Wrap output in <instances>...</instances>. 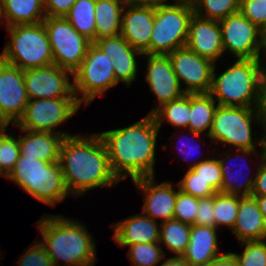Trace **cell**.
<instances>
[{
  "label": "cell",
  "mask_w": 266,
  "mask_h": 266,
  "mask_svg": "<svg viewBox=\"0 0 266 266\" xmlns=\"http://www.w3.org/2000/svg\"><path fill=\"white\" fill-rule=\"evenodd\" d=\"M6 179L15 181L34 199L53 208L70 196L59 161L45 162L20 155Z\"/></svg>",
  "instance_id": "8992f818"
},
{
  "label": "cell",
  "mask_w": 266,
  "mask_h": 266,
  "mask_svg": "<svg viewBox=\"0 0 266 266\" xmlns=\"http://www.w3.org/2000/svg\"><path fill=\"white\" fill-rule=\"evenodd\" d=\"M179 84L186 94L209 93L215 63L186 46L167 54ZM184 88L182 85H184Z\"/></svg>",
  "instance_id": "7c38bea8"
},
{
  "label": "cell",
  "mask_w": 266,
  "mask_h": 266,
  "mask_svg": "<svg viewBox=\"0 0 266 266\" xmlns=\"http://www.w3.org/2000/svg\"><path fill=\"white\" fill-rule=\"evenodd\" d=\"M256 168V178L251 196L266 195V157H261Z\"/></svg>",
  "instance_id": "ee69618b"
},
{
  "label": "cell",
  "mask_w": 266,
  "mask_h": 266,
  "mask_svg": "<svg viewBox=\"0 0 266 266\" xmlns=\"http://www.w3.org/2000/svg\"><path fill=\"white\" fill-rule=\"evenodd\" d=\"M73 73L51 64L24 70V83L29 100L44 98H76Z\"/></svg>",
  "instance_id": "5bb4252c"
},
{
  "label": "cell",
  "mask_w": 266,
  "mask_h": 266,
  "mask_svg": "<svg viewBox=\"0 0 266 266\" xmlns=\"http://www.w3.org/2000/svg\"><path fill=\"white\" fill-rule=\"evenodd\" d=\"M217 230L211 226H191L189 244L182 255L191 266H206L224 253H219Z\"/></svg>",
  "instance_id": "d4e9b609"
},
{
  "label": "cell",
  "mask_w": 266,
  "mask_h": 266,
  "mask_svg": "<svg viewBox=\"0 0 266 266\" xmlns=\"http://www.w3.org/2000/svg\"><path fill=\"white\" fill-rule=\"evenodd\" d=\"M195 225L215 227L213 196L207 198H198V209L196 212Z\"/></svg>",
  "instance_id": "b9f144b4"
},
{
  "label": "cell",
  "mask_w": 266,
  "mask_h": 266,
  "mask_svg": "<svg viewBox=\"0 0 266 266\" xmlns=\"http://www.w3.org/2000/svg\"><path fill=\"white\" fill-rule=\"evenodd\" d=\"M7 27L43 22L44 0H2Z\"/></svg>",
  "instance_id": "4316f807"
},
{
  "label": "cell",
  "mask_w": 266,
  "mask_h": 266,
  "mask_svg": "<svg viewBox=\"0 0 266 266\" xmlns=\"http://www.w3.org/2000/svg\"><path fill=\"white\" fill-rule=\"evenodd\" d=\"M19 148L23 157L36 158L45 162H58L61 146L66 138L62 134L43 131H27L19 129Z\"/></svg>",
  "instance_id": "cb8c5ba5"
},
{
  "label": "cell",
  "mask_w": 266,
  "mask_h": 266,
  "mask_svg": "<svg viewBox=\"0 0 266 266\" xmlns=\"http://www.w3.org/2000/svg\"><path fill=\"white\" fill-rule=\"evenodd\" d=\"M132 181L138 190L143 191L142 213L144 215L157 222L158 219H162L161 222L173 219L177 192L179 191L177 184L176 191L173 183L164 181L158 184L155 176L142 177Z\"/></svg>",
  "instance_id": "ac0fdd59"
},
{
  "label": "cell",
  "mask_w": 266,
  "mask_h": 266,
  "mask_svg": "<svg viewBox=\"0 0 266 266\" xmlns=\"http://www.w3.org/2000/svg\"><path fill=\"white\" fill-rule=\"evenodd\" d=\"M189 131V135L191 136L190 138L191 139H193V138H196L195 140L197 141V140H202V141H204V139H200V136L202 135V134H199V133H194V132H192L191 130H188ZM199 137V138H198ZM187 138V137H186ZM189 138V139H190ZM191 139L188 141L187 140V142L184 140V139H182V140H184L187 144H185V148L186 149H184V146L183 145H181V146H178L179 148V153H181V154H179V155H182L183 154V156L185 157H190L191 158V156L193 155L192 153H195V152H199V150H198V148H196V147H199V146H197V144H200V143H196V145H195V143H193V142H191ZM187 146V147H186ZM182 148V149H181ZM185 154V155H184ZM183 157V158H184ZM186 160V159H185Z\"/></svg>",
  "instance_id": "f6af8a7d"
},
{
  "label": "cell",
  "mask_w": 266,
  "mask_h": 266,
  "mask_svg": "<svg viewBox=\"0 0 266 266\" xmlns=\"http://www.w3.org/2000/svg\"><path fill=\"white\" fill-rule=\"evenodd\" d=\"M191 225L171 219L160 223L159 243L175 256H182L187 249ZM163 242V243H162Z\"/></svg>",
  "instance_id": "f546056e"
},
{
  "label": "cell",
  "mask_w": 266,
  "mask_h": 266,
  "mask_svg": "<svg viewBox=\"0 0 266 266\" xmlns=\"http://www.w3.org/2000/svg\"><path fill=\"white\" fill-rule=\"evenodd\" d=\"M177 185L181 192L196 198H207L217 193L210 184L202 180L192 169L186 170Z\"/></svg>",
  "instance_id": "74e56055"
},
{
  "label": "cell",
  "mask_w": 266,
  "mask_h": 266,
  "mask_svg": "<svg viewBox=\"0 0 266 266\" xmlns=\"http://www.w3.org/2000/svg\"><path fill=\"white\" fill-rule=\"evenodd\" d=\"M217 106L209 93L191 94L189 130L209 136Z\"/></svg>",
  "instance_id": "83f0119b"
},
{
  "label": "cell",
  "mask_w": 266,
  "mask_h": 266,
  "mask_svg": "<svg viewBox=\"0 0 266 266\" xmlns=\"http://www.w3.org/2000/svg\"><path fill=\"white\" fill-rule=\"evenodd\" d=\"M127 247L132 266H155L161 264L166 255L160 243H138Z\"/></svg>",
  "instance_id": "836d02e7"
},
{
  "label": "cell",
  "mask_w": 266,
  "mask_h": 266,
  "mask_svg": "<svg viewBox=\"0 0 266 266\" xmlns=\"http://www.w3.org/2000/svg\"><path fill=\"white\" fill-rule=\"evenodd\" d=\"M0 24H4L7 28L6 18H5V12H4V6L2 0H0Z\"/></svg>",
  "instance_id": "f907efd6"
},
{
  "label": "cell",
  "mask_w": 266,
  "mask_h": 266,
  "mask_svg": "<svg viewBox=\"0 0 266 266\" xmlns=\"http://www.w3.org/2000/svg\"><path fill=\"white\" fill-rule=\"evenodd\" d=\"M159 128L151 114L123 128L99 132L108 152L111 170L119 181L155 176Z\"/></svg>",
  "instance_id": "7a4b0ae2"
},
{
  "label": "cell",
  "mask_w": 266,
  "mask_h": 266,
  "mask_svg": "<svg viewBox=\"0 0 266 266\" xmlns=\"http://www.w3.org/2000/svg\"><path fill=\"white\" fill-rule=\"evenodd\" d=\"M0 176H1V177L3 176V177H5V178L7 177V176L1 171V169H0Z\"/></svg>",
  "instance_id": "db71d44e"
},
{
  "label": "cell",
  "mask_w": 266,
  "mask_h": 266,
  "mask_svg": "<svg viewBox=\"0 0 266 266\" xmlns=\"http://www.w3.org/2000/svg\"><path fill=\"white\" fill-rule=\"evenodd\" d=\"M155 0V17L150 54L167 55L186 46L189 23L194 15L192 2Z\"/></svg>",
  "instance_id": "ba28073f"
},
{
  "label": "cell",
  "mask_w": 266,
  "mask_h": 266,
  "mask_svg": "<svg viewBox=\"0 0 266 266\" xmlns=\"http://www.w3.org/2000/svg\"><path fill=\"white\" fill-rule=\"evenodd\" d=\"M206 266H239V263L232 252H224Z\"/></svg>",
  "instance_id": "bcb514c9"
},
{
  "label": "cell",
  "mask_w": 266,
  "mask_h": 266,
  "mask_svg": "<svg viewBox=\"0 0 266 266\" xmlns=\"http://www.w3.org/2000/svg\"><path fill=\"white\" fill-rule=\"evenodd\" d=\"M174 0H172L171 2H173ZM179 1H189L192 2L193 0H179Z\"/></svg>",
  "instance_id": "11a10c76"
},
{
  "label": "cell",
  "mask_w": 266,
  "mask_h": 266,
  "mask_svg": "<svg viewBox=\"0 0 266 266\" xmlns=\"http://www.w3.org/2000/svg\"><path fill=\"white\" fill-rule=\"evenodd\" d=\"M33 244V245H32ZM18 260V266H54L40 240L32 243Z\"/></svg>",
  "instance_id": "ab89813d"
},
{
  "label": "cell",
  "mask_w": 266,
  "mask_h": 266,
  "mask_svg": "<svg viewBox=\"0 0 266 266\" xmlns=\"http://www.w3.org/2000/svg\"><path fill=\"white\" fill-rule=\"evenodd\" d=\"M165 261L159 266H191L182 256H174L166 258Z\"/></svg>",
  "instance_id": "7dc6e473"
},
{
  "label": "cell",
  "mask_w": 266,
  "mask_h": 266,
  "mask_svg": "<svg viewBox=\"0 0 266 266\" xmlns=\"http://www.w3.org/2000/svg\"><path fill=\"white\" fill-rule=\"evenodd\" d=\"M28 102L24 71L0 59V128L16 124Z\"/></svg>",
  "instance_id": "9a60e30c"
},
{
  "label": "cell",
  "mask_w": 266,
  "mask_h": 266,
  "mask_svg": "<svg viewBox=\"0 0 266 266\" xmlns=\"http://www.w3.org/2000/svg\"><path fill=\"white\" fill-rule=\"evenodd\" d=\"M232 233L238 241H259L266 239V220L252 196H239V207Z\"/></svg>",
  "instance_id": "603a6c76"
},
{
  "label": "cell",
  "mask_w": 266,
  "mask_h": 266,
  "mask_svg": "<svg viewBox=\"0 0 266 266\" xmlns=\"http://www.w3.org/2000/svg\"><path fill=\"white\" fill-rule=\"evenodd\" d=\"M239 207V195L225 194L217 192L213 195V212L215 217V227H234Z\"/></svg>",
  "instance_id": "d6a6232c"
},
{
  "label": "cell",
  "mask_w": 266,
  "mask_h": 266,
  "mask_svg": "<svg viewBox=\"0 0 266 266\" xmlns=\"http://www.w3.org/2000/svg\"><path fill=\"white\" fill-rule=\"evenodd\" d=\"M143 57L147 60L145 80L149 83L151 92L157 99V104L148 113L152 114L161 105L175 100L185 93L173 71L168 55L144 54Z\"/></svg>",
  "instance_id": "e0dca14e"
},
{
  "label": "cell",
  "mask_w": 266,
  "mask_h": 266,
  "mask_svg": "<svg viewBox=\"0 0 266 266\" xmlns=\"http://www.w3.org/2000/svg\"><path fill=\"white\" fill-rule=\"evenodd\" d=\"M242 254L232 252L239 266H266V239L241 242Z\"/></svg>",
  "instance_id": "8d00e7d4"
},
{
  "label": "cell",
  "mask_w": 266,
  "mask_h": 266,
  "mask_svg": "<svg viewBox=\"0 0 266 266\" xmlns=\"http://www.w3.org/2000/svg\"><path fill=\"white\" fill-rule=\"evenodd\" d=\"M263 51V52H262ZM262 53V54H261ZM263 55V57H261ZM259 59L266 62V24L260 29V55ZM266 65V63H265Z\"/></svg>",
  "instance_id": "c3c4849f"
},
{
  "label": "cell",
  "mask_w": 266,
  "mask_h": 266,
  "mask_svg": "<svg viewBox=\"0 0 266 266\" xmlns=\"http://www.w3.org/2000/svg\"><path fill=\"white\" fill-rule=\"evenodd\" d=\"M213 68L209 94L221 106L263 108L266 65L260 59H239L219 75Z\"/></svg>",
  "instance_id": "277c9868"
},
{
  "label": "cell",
  "mask_w": 266,
  "mask_h": 266,
  "mask_svg": "<svg viewBox=\"0 0 266 266\" xmlns=\"http://www.w3.org/2000/svg\"><path fill=\"white\" fill-rule=\"evenodd\" d=\"M197 209L198 198L180 190L177 192L173 219L192 226L195 224Z\"/></svg>",
  "instance_id": "f35d334b"
},
{
  "label": "cell",
  "mask_w": 266,
  "mask_h": 266,
  "mask_svg": "<svg viewBox=\"0 0 266 266\" xmlns=\"http://www.w3.org/2000/svg\"><path fill=\"white\" fill-rule=\"evenodd\" d=\"M256 199L258 206H259V210L261 211L263 217L266 220V195H262V196H252Z\"/></svg>",
  "instance_id": "681fc988"
},
{
  "label": "cell",
  "mask_w": 266,
  "mask_h": 266,
  "mask_svg": "<svg viewBox=\"0 0 266 266\" xmlns=\"http://www.w3.org/2000/svg\"><path fill=\"white\" fill-rule=\"evenodd\" d=\"M81 106L77 98L29 100L24 114L14 126L27 131L53 132L65 137L72 136L65 130L61 132L56 128L78 113Z\"/></svg>",
  "instance_id": "8fae6325"
},
{
  "label": "cell",
  "mask_w": 266,
  "mask_h": 266,
  "mask_svg": "<svg viewBox=\"0 0 266 266\" xmlns=\"http://www.w3.org/2000/svg\"><path fill=\"white\" fill-rule=\"evenodd\" d=\"M7 127L0 128V169L8 176L20 156L19 137L13 132H6Z\"/></svg>",
  "instance_id": "e575fe53"
},
{
  "label": "cell",
  "mask_w": 266,
  "mask_h": 266,
  "mask_svg": "<svg viewBox=\"0 0 266 266\" xmlns=\"http://www.w3.org/2000/svg\"><path fill=\"white\" fill-rule=\"evenodd\" d=\"M43 24L50 42L53 64L74 73L92 41L80 34L65 17H46Z\"/></svg>",
  "instance_id": "30bf717a"
},
{
  "label": "cell",
  "mask_w": 266,
  "mask_h": 266,
  "mask_svg": "<svg viewBox=\"0 0 266 266\" xmlns=\"http://www.w3.org/2000/svg\"><path fill=\"white\" fill-rule=\"evenodd\" d=\"M265 142H264V153H265V157H266V131H265Z\"/></svg>",
  "instance_id": "f5cc1de1"
},
{
  "label": "cell",
  "mask_w": 266,
  "mask_h": 266,
  "mask_svg": "<svg viewBox=\"0 0 266 266\" xmlns=\"http://www.w3.org/2000/svg\"><path fill=\"white\" fill-rule=\"evenodd\" d=\"M74 94L78 102L89 106L97 96L117 86L114 64L93 42L79 68L73 73ZM82 95V98L79 97Z\"/></svg>",
  "instance_id": "9c48e42d"
},
{
  "label": "cell",
  "mask_w": 266,
  "mask_h": 266,
  "mask_svg": "<svg viewBox=\"0 0 266 266\" xmlns=\"http://www.w3.org/2000/svg\"><path fill=\"white\" fill-rule=\"evenodd\" d=\"M263 112L266 117V70H265V76H264V101H263Z\"/></svg>",
  "instance_id": "816d5d0a"
},
{
  "label": "cell",
  "mask_w": 266,
  "mask_h": 266,
  "mask_svg": "<svg viewBox=\"0 0 266 266\" xmlns=\"http://www.w3.org/2000/svg\"><path fill=\"white\" fill-rule=\"evenodd\" d=\"M76 0H44L46 17H64Z\"/></svg>",
  "instance_id": "7bdbcfd3"
},
{
  "label": "cell",
  "mask_w": 266,
  "mask_h": 266,
  "mask_svg": "<svg viewBox=\"0 0 266 266\" xmlns=\"http://www.w3.org/2000/svg\"><path fill=\"white\" fill-rule=\"evenodd\" d=\"M236 151H237V153H236L235 156L231 155L230 152L228 151V152H224V154H223V157H225V158L221 157V154L218 157V161H219L220 168H221V171H222V184H221V187H220V193L239 195V196H242V197L243 196H251L257 173L252 174V176H250V177H247L248 175H246V173H245L244 175H245L246 179L244 181L243 178H245V177H243L240 174L241 172H237L238 169L237 170L233 169L234 168V166H233L234 164L233 163H235V162H231V160L235 161V160H233L234 157H235V159L240 157L243 160V162H241V166L249 167V166H247L248 164H246L247 163L246 161L248 160L247 159L248 157L250 158V156H252V154L253 155L255 154L254 156H258V157L261 158V157H265V153H264V150H261V152H259L260 150H258V152H257V150L236 149ZM257 153H260V154H257ZM248 155H250V156H248ZM232 156H233V158H232ZM227 164H229L231 167L233 166V168H231ZM233 170H235V171L233 172ZM241 176H242V178H241ZM241 181H243V182H241Z\"/></svg>",
  "instance_id": "7402d4cb"
},
{
  "label": "cell",
  "mask_w": 266,
  "mask_h": 266,
  "mask_svg": "<svg viewBox=\"0 0 266 266\" xmlns=\"http://www.w3.org/2000/svg\"><path fill=\"white\" fill-rule=\"evenodd\" d=\"M129 0H95V40L120 35L122 13Z\"/></svg>",
  "instance_id": "484cf974"
},
{
  "label": "cell",
  "mask_w": 266,
  "mask_h": 266,
  "mask_svg": "<svg viewBox=\"0 0 266 266\" xmlns=\"http://www.w3.org/2000/svg\"><path fill=\"white\" fill-rule=\"evenodd\" d=\"M223 50L237 59H259L260 28L240 11L219 21Z\"/></svg>",
  "instance_id": "4fadbf2b"
},
{
  "label": "cell",
  "mask_w": 266,
  "mask_h": 266,
  "mask_svg": "<svg viewBox=\"0 0 266 266\" xmlns=\"http://www.w3.org/2000/svg\"><path fill=\"white\" fill-rule=\"evenodd\" d=\"M207 158H203V160L196 159L197 162H193V164L191 163L188 165V169H192L202 180L210 184V186L216 192H220V187L222 184V171L218 158L215 156Z\"/></svg>",
  "instance_id": "d590c367"
},
{
  "label": "cell",
  "mask_w": 266,
  "mask_h": 266,
  "mask_svg": "<svg viewBox=\"0 0 266 266\" xmlns=\"http://www.w3.org/2000/svg\"><path fill=\"white\" fill-rule=\"evenodd\" d=\"M64 17L80 34L95 41V0H76Z\"/></svg>",
  "instance_id": "4dcf8cb0"
},
{
  "label": "cell",
  "mask_w": 266,
  "mask_h": 266,
  "mask_svg": "<svg viewBox=\"0 0 266 266\" xmlns=\"http://www.w3.org/2000/svg\"><path fill=\"white\" fill-rule=\"evenodd\" d=\"M240 12L260 29L266 24V0H240Z\"/></svg>",
  "instance_id": "60d3db41"
},
{
  "label": "cell",
  "mask_w": 266,
  "mask_h": 266,
  "mask_svg": "<svg viewBox=\"0 0 266 266\" xmlns=\"http://www.w3.org/2000/svg\"><path fill=\"white\" fill-rule=\"evenodd\" d=\"M186 47L216 63L224 54L219 21L200 18L194 14L189 23Z\"/></svg>",
  "instance_id": "d6986e66"
},
{
  "label": "cell",
  "mask_w": 266,
  "mask_h": 266,
  "mask_svg": "<svg viewBox=\"0 0 266 266\" xmlns=\"http://www.w3.org/2000/svg\"><path fill=\"white\" fill-rule=\"evenodd\" d=\"M59 163L71 196L120 183L111 170L107 148L98 133L74 134L63 140Z\"/></svg>",
  "instance_id": "6da1fadb"
},
{
  "label": "cell",
  "mask_w": 266,
  "mask_h": 266,
  "mask_svg": "<svg viewBox=\"0 0 266 266\" xmlns=\"http://www.w3.org/2000/svg\"><path fill=\"white\" fill-rule=\"evenodd\" d=\"M194 14L220 21L240 11V0H193Z\"/></svg>",
  "instance_id": "1f68e13d"
},
{
  "label": "cell",
  "mask_w": 266,
  "mask_h": 266,
  "mask_svg": "<svg viewBox=\"0 0 266 266\" xmlns=\"http://www.w3.org/2000/svg\"><path fill=\"white\" fill-rule=\"evenodd\" d=\"M11 40L7 41L0 59L21 70L53 64L48 34L43 22L21 24L5 28Z\"/></svg>",
  "instance_id": "52a82bcc"
},
{
  "label": "cell",
  "mask_w": 266,
  "mask_h": 266,
  "mask_svg": "<svg viewBox=\"0 0 266 266\" xmlns=\"http://www.w3.org/2000/svg\"><path fill=\"white\" fill-rule=\"evenodd\" d=\"M155 0H129L123 9L120 35L136 50L150 54Z\"/></svg>",
  "instance_id": "2e32d148"
},
{
  "label": "cell",
  "mask_w": 266,
  "mask_h": 266,
  "mask_svg": "<svg viewBox=\"0 0 266 266\" xmlns=\"http://www.w3.org/2000/svg\"><path fill=\"white\" fill-rule=\"evenodd\" d=\"M262 129L260 137L253 136V125ZM266 117L263 108L232 107L218 105L208 138L223 146L236 149L264 150ZM262 136V137H261ZM259 137V138H258Z\"/></svg>",
  "instance_id": "5b68a950"
},
{
  "label": "cell",
  "mask_w": 266,
  "mask_h": 266,
  "mask_svg": "<svg viewBox=\"0 0 266 266\" xmlns=\"http://www.w3.org/2000/svg\"><path fill=\"white\" fill-rule=\"evenodd\" d=\"M143 213L135 214L111 225L112 239L122 248L138 243H159L160 224Z\"/></svg>",
  "instance_id": "44dd1931"
},
{
  "label": "cell",
  "mask_w": 266,
  "mask_h": 266,
  "mask_svg": "<svg viewBox=\"0 0 266 266\" xmlns=\"http://www.w3.org/2000/svg\"><path fill=\"white\" fill-rule=\"evenodd\" d=\"M191 111V94L167 102L157 108L151 115L154 117L157 127L160 129L164 121L172 124L176 129L189 130Z\"/></svg>",
  "instance_id": "f1b7e54d"
},
{
  "label": "cell",
  "mask_w": 266,
  "mask_h": 266,
  "mask_svg": "<svg viewBox=\"0 0 266 266\" xmlns=\"http://www.w3.org/2000/svg\"><path fill=\"white\" fill-rule=\"evenodd\" d=\"M93 43L112 60L116 81L122 82L128 87L132 85L138 76L136 57L144 54L134 49L121 35L103 37Z\"/></svg>",
  "instance_id": "ffe728a7"
},
{
  "label": "cell",
  "mask_w": 266,
  "mask_h": 266,
  "mask_svg": "<svg viewBox=\"0 0 266 266\" xmlns=\"http://www.w3.org/2000/svg\"><path fill=\"white\" fill-rule=\"evenodd\" d=\"M36 227L54 266H94L96 243L86 226L63 215H42ZM62 260V261H61Z\"/></svg>",
  "instance_id": "3957f363"
}]
</instances>
